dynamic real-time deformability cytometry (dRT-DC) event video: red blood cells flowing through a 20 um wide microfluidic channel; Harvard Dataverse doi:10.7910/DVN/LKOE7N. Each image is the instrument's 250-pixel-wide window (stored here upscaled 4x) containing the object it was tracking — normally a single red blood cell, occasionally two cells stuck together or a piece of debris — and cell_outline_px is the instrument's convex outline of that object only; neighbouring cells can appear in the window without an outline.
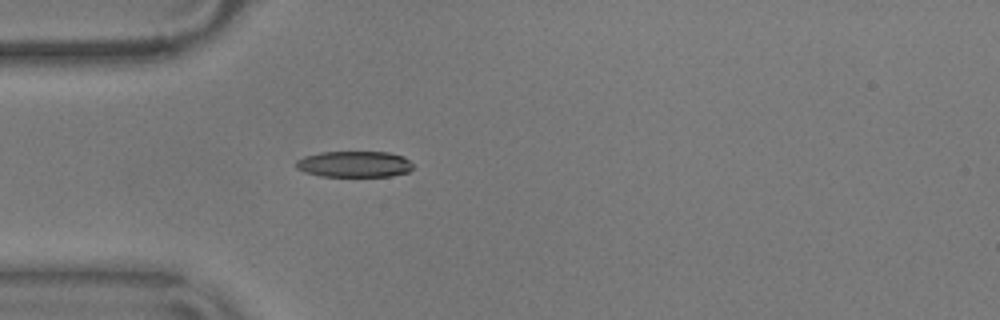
{"species": "common noctule bat (a hibernating species)", "species_latin": "Nyctalus noctula", "temperature_condition": "warm", "stored_images_in_passage": 19, "camera_frame_rate_fps": 3000, "um_per_image_px": 0.085, "animal": {"sex": "male", "body_mass_g": 17.9}, "frame": {"image": 1, "passage_image": 1, "time_ms": 0.0, "image_size_px": [1000, 320], "cell_outline_px": [[412, 168], [408, 172], [392, 176], [320, 176], [304, 172], [296, 168], [296, 160], [304, 156], [320, 152], [388, 152], [404, 156], [412, 164]], "centroid_in_image_um": [30.1, 13.95], "position_along_channel_um": 54.9, "area_um2": 17.86}}